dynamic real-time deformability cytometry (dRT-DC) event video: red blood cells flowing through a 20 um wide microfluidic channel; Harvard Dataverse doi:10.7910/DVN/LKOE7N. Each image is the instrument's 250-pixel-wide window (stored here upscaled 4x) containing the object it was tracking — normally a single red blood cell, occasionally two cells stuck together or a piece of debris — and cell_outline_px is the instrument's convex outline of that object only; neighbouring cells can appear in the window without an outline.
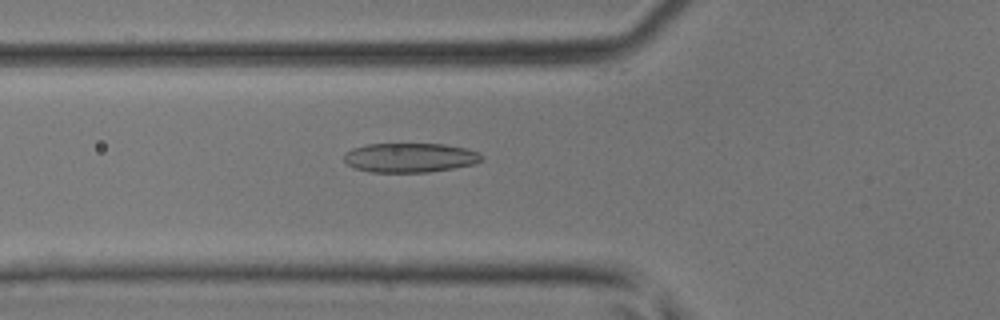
{"species": "common noctule bat (a hibernating species)", "species_latin": "Nyctalus noctula", "temperature_condition": "room temperature", "stored_images_in_passage": 45, "camera_frame_rate_fps": 3000, "um_per_image_px": 0.085, "animal": {"sex": "male", "body_mass_g": 17.9, "forearm_length_mm": 54.2}, "frame": {"image": 1, "passage_image": 17, "time_ms": 5.333, "image_size_px": [1000, 320], "cell_outline_px": [[484, 156], [476, 164], [428, 172], [372, 172], [356, 168], [348, 164], [344, 160], [344, 156], [352, 148], [368, 144], [444, 144], [468, 148], [480, 152]], "centroid_in_image_um": [34.9, 13.39], "position_along_channel_um": 90.9, "area_um2": 23.52}}
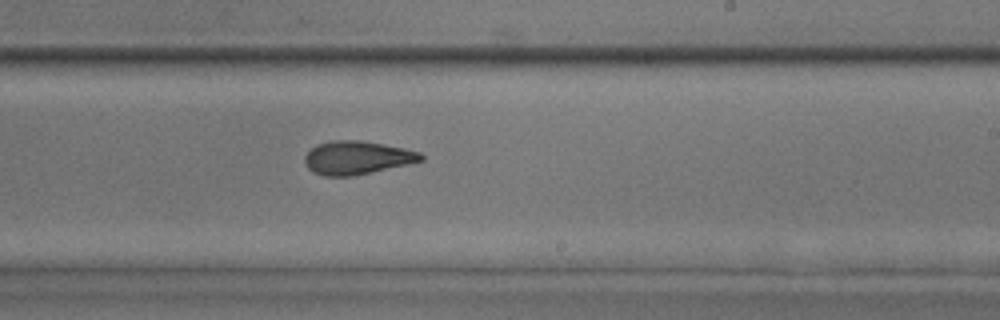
{"frame": {"image": 2, "passage_image": 28, "time_ms": 9.0, "image_size_px": [1000, 320], "cell_outline_px": [[424, 160], [408, 164], [372, 172], [352, 176], [324, 176], [312, 172], [304, 164], [304, 156], [316, 144], [332, 140], [360, 140], [384, 144], [404, 148], [420, 152], [424, 156]], "centroid_in_image_um": [30.33, 13.4], "position_along_channel_um": 258.7, "area_um2": 22.72}}
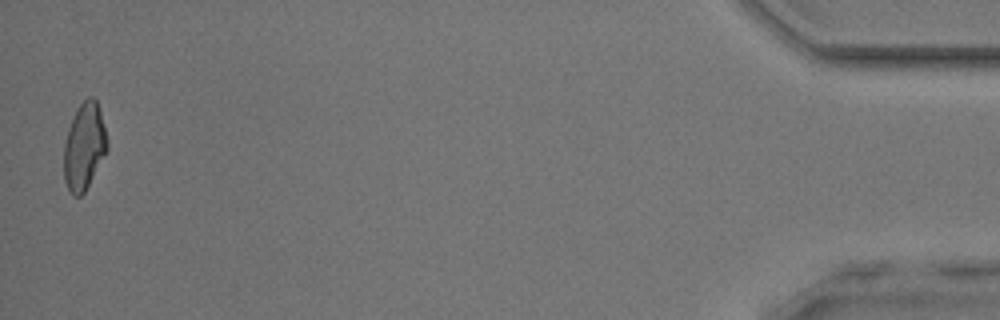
{"frame": {"image": 3, "passage_image": 45, "time_ms": 14.667, "image_size_px": [1000, 320], "cell_outline_px": [[108, 148], [84, 192], [80, 196], [72, 196], [64, 180], [64, 144], [68, 128], [76, 108], [88, 96], [92, 96], [96, 100], [100, 112], [108, 140]], "centroid_in_image_um": [7.14, 12.43], "position_along_channel_um": 428.1, "area_um2": 21.73}}